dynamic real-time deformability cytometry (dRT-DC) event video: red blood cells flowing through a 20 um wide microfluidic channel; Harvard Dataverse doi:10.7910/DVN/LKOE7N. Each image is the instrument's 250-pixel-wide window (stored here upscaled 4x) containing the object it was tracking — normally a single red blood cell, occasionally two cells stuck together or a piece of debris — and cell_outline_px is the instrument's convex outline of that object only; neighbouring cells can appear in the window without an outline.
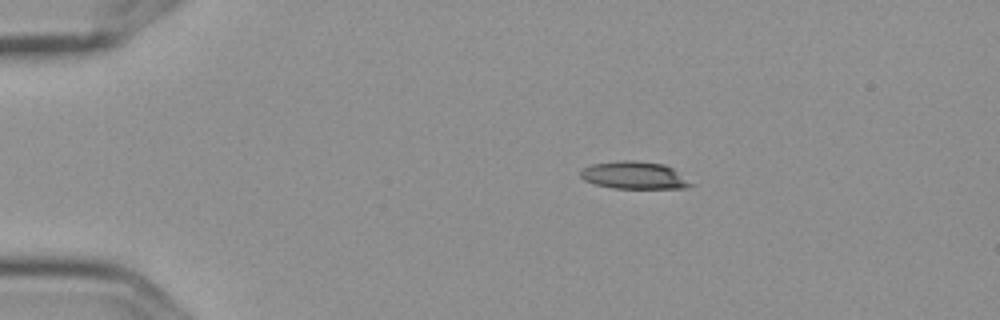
{"species": "Egyptian fruit bat (a non-hibernating species)", "species_latin": "Rousettus aegyptiacus", "temperature_condition": "cold", "stored_images_in_passage": 5, "segment_of_instrument_passage": [1, 2], "camera_frame_rate_fps": 3000, "um_per_image_px": 0.085, "frame": {"image": 1, "passage_image": 2, "time_ms": 0.333, "image_size_px": [1000, 320], "cell_outline_px": [[696, 184], [684, 188], [612, 188], [596, 184], [584, 180], [580, 176], [580, 172], [584, 168], [592, 164], [620, 160], [636, 160], [664, 164], [672, 168]], "centroid_in_image_um": [53.94, 14.89], "position_along_channel_um": 31.1, "area_um2": 17.69}}